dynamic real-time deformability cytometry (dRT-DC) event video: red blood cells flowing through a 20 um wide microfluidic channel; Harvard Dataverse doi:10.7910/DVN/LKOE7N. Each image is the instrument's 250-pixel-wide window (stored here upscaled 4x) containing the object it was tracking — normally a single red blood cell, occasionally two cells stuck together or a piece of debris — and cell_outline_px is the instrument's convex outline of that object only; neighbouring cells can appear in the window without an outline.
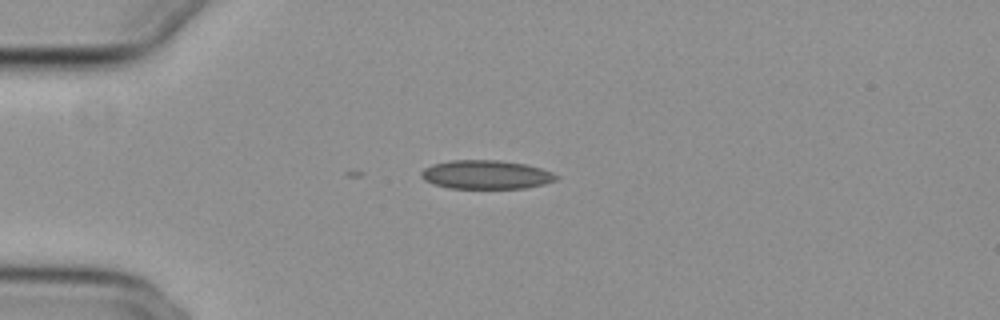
{"species": "common noctule bat (a hibernating species)", "species_latin": "Nyctalus noctula", "temperature_condition": "cold", "stored_images_in_passage": 9, "camera_frame_rate_fps": 3000, "um_per_image_px": 0.085, "animal": {"sex": "female", "body_mass_g": 29.2, "forearm_length_mm": 56.3}, "frame": {"image": 1, "passage_image": 1, "time_ms": 0.0, "image_size_px": [1000, 320], "cell_outline_px": [[560, 176], [556, 180], [544, 184], [524, 188], [448, 188], [432, 184], [424, 180], [420, 176], [420, 172], [424, 168], [432, 164], [452, 160], [500, 160], [524, 164], [540, 168], [552, 172]], "centroid_in_image_um": [41.29, 14.84], "position_along_channel_um": 43.7, "area_um2": 22.72}}
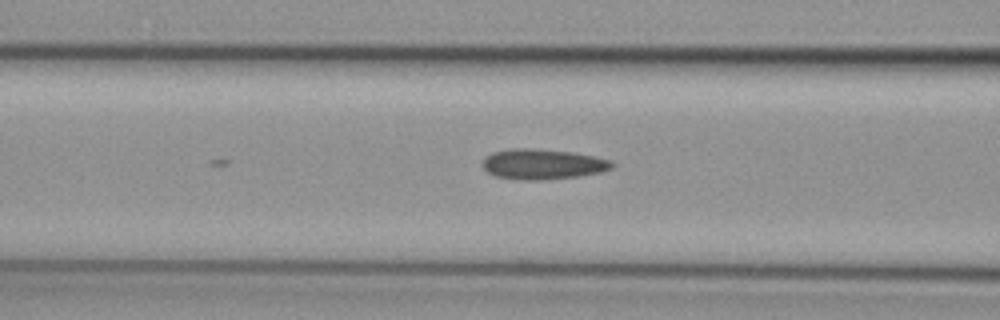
{"frame": {"image": 2, "passage_image": 9, "time_ms": 2.667, "image_size_px": [1000, 320], "cell_outline_px": [[616, 164], [612, 168], [600, 172], [580, 176], [540, 180], [520, 180], [496, 176], [488, 172], [480, 164], [484, 156], [492, 152], [508, 148], [532, 148], [572, 152], [612, 160]], "centroid_in_image_um": [46.09, 13.94], "position_along_channel_um": 120.5, "area_um2": 23.12}}